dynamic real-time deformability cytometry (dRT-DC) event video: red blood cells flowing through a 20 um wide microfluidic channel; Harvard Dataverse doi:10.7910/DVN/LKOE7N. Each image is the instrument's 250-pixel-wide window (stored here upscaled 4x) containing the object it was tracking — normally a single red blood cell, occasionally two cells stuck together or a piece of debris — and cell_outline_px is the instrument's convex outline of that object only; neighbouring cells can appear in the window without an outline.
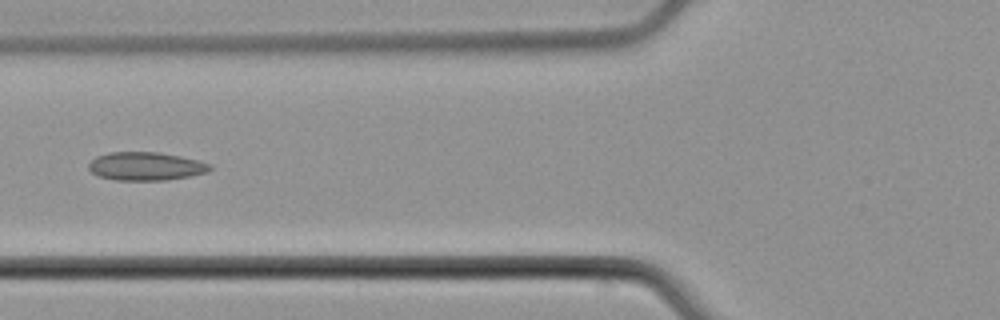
{"species": "common noctule bat (a hibernating species)", "species_latin": "Nyctalus noctula", "temperature_condition": "cold", "stored_images_in_passage": 6, "camera_frame_rate_fps": 3000, "um_per_image_px": 0.085, "animal": {"sex": "male", "body_mass_g": 21.5, "forearm_length_mm": 52.0}, "frame": {"image": 1, "passage_image": 6, "time_ms": 6.333, "image_size_px": [1000, 320], "cell_outline_px": [[212, 168], [208, 172], [168, 180], [116, 180], [100, 176], [92, 172], [88, 168], [88, 164], [96, 156], [108, 152], [160, 152], [180, 156], [212, 164]], "centroid_in_image_um": [12.4, 14.12], "position_along_channel_um": 113.4, "area_um2": 20.0}}